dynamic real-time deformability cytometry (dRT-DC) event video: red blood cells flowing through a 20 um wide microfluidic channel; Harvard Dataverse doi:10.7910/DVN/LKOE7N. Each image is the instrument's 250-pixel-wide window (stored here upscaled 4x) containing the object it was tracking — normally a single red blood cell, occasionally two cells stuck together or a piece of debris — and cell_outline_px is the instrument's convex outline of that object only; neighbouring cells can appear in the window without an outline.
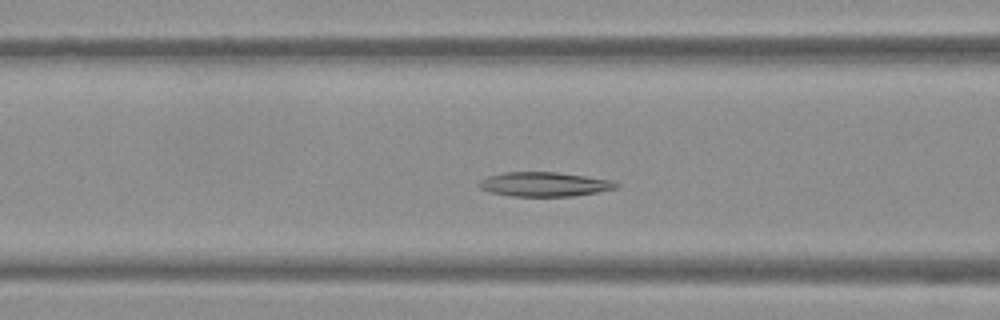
{"species": "Egyptian fruit bat (a non-hibernating species)", "species_latin": "Rousettus aegyptiacus", "temperature_condition": "warm", "stored_images_in_passage": 50, "camera_frame_rate_fps": 3000, "um_per_image_px": 0.085, "frame": {"image": 1, "passage_image": 17, "time_ms": 5.333, "image_size_px": [1000, 320], "cell_outline_px": [[620, 184], [616, 188], [596, 192], [572, 196], [512, 196], [492, 192], [480, 188], [476, 184], [480, 180], [488, 176], [504, 172], [556, 172], [612, 180]], "centroid_in_image_um": [46.25, 15.66], "position_along_channel_um": 120.4, "area_um2": 19.31}}
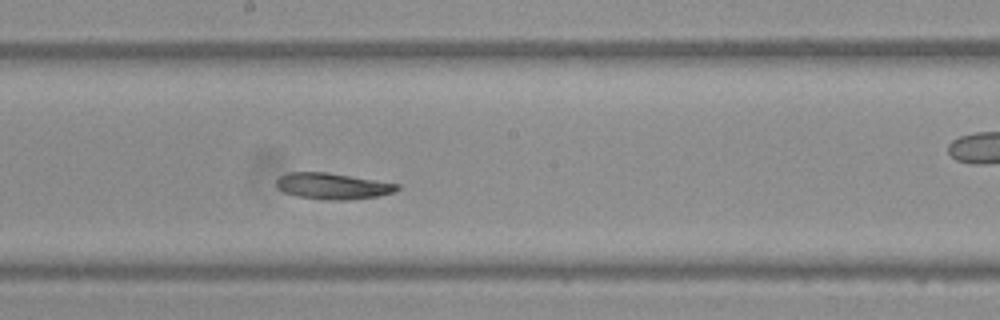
{"frame": {"image": 2, "passage_image": 25, "time_ms": 8.0, "image_size_px": [1000, 320], "cell_outline_px": [[400, 188], [396, 192], [376, 196], [348, 200], [324, 200], [296, 196], [284, 192], [276, 184], [276, 180], [280, 176], [288, 172], [328, 172], [400, 184]], "centroid_in_image_um": [28.3, 15.82], "position_along_channel_um": 219.9, "area_um2": 18.5}}
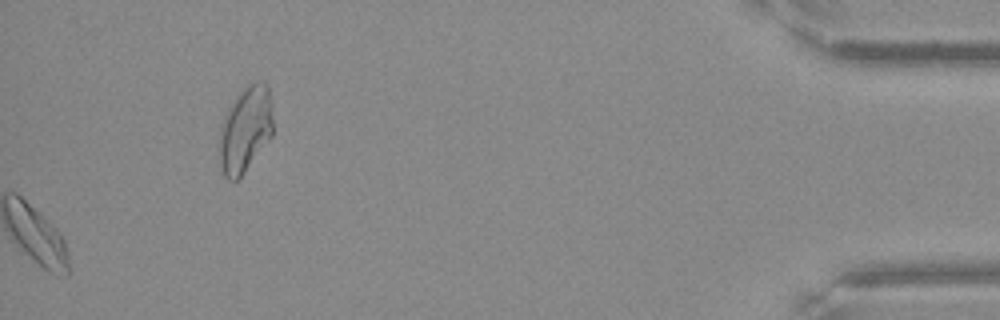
{"frame": {"image": 3, "passage_image": 50, "time_ms": 16.333, "image_size_px": [1000, 320], "cell_outline_px": [[272, 136], [244, 172], [236, 180], [228, 180], [224, 176], [220, 164], [216, 144], [216, 140], [220, 124], [228, 108], [236, 96], [248, 84], [256, 80], [264, 80], [268, 84], [272, 104]], "centroid_in_image_um": [20.82, 10.98], "position_along_channel_um": 414.4, "area_um2": 27.57}, "authors_computed_cell_mechanics": {"area_um2": 19.6809, "velocity_mm_per_s": 3.7432, "shape_relaxation_time_tau1_ms": 10.4812, "shape_relaxation_time_tau2_ms": null, "deformation_change_tau1": 0.1655, "deformation_change_tau2": null}}